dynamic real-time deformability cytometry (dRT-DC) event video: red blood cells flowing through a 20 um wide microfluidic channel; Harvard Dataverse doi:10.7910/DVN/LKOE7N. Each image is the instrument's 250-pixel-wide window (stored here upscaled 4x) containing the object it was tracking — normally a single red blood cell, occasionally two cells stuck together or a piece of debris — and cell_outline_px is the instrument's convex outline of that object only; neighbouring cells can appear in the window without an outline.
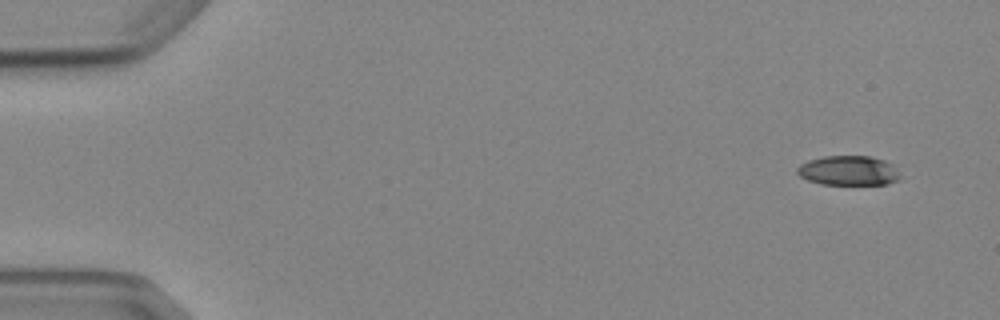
{"species": "Egyptian fruit bat (a non-hibernating species)", "species_latin": "Rousettus aegyptiacus", "temperature_condition": "cold", "stored_images_in_passage": 4, "camera_frame_rate_fps": 3000, "um_per_image_px": 0.085, "animal": {"sex": "female"}, "frame": {"image": 1, "passage_image": 1, "time_ms": 0.0, "image_size_px": [1000, 320], "cell_outline_px": [[900, 180], [888, 184], [820, 184], [808, 180], [800, 176], [796, 172], [796, 168], [800, 164], [808, 160], [824, 156], [872, 156], [896, 164], [900, 176]], "centroid_in_image_um": [72.16, 14.49], "position_along_channel_um": 12.8, "area_um2": 18.09}}